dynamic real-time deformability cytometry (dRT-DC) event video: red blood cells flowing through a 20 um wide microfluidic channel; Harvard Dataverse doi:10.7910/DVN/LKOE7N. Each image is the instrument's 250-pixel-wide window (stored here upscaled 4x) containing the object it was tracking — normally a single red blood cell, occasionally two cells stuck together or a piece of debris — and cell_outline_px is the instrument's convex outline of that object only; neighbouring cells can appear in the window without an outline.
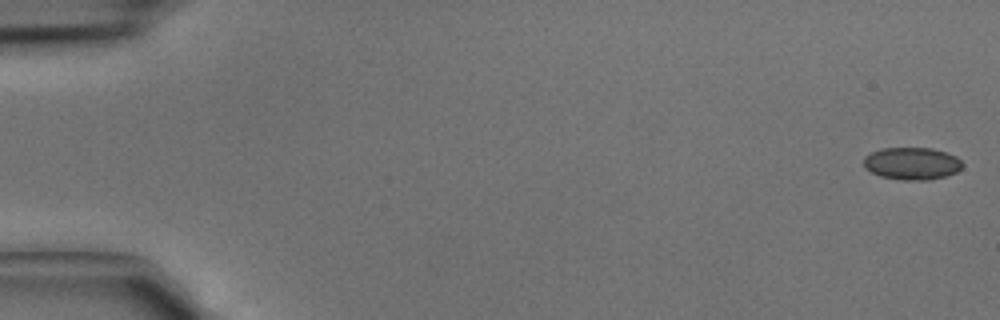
{"species": "common noctule bat (a hibernating species)", "species_latin": "Nyctalus noctula", "temperature_condition": "cold", "stored_images_in_passage": 14, "camera_frame_rate_fps": 3000, "um_per_image_px": 0.085, "animal": {"sex": "male", "body_mass_g": 15.6}, "frame": {"image": 1, "passage_image": 1, "time_ms": 0.0, "image_size_px": [1000, 320], "cell_outline_px": [[964, 164], [956, 172], [944, 176], [928, 180], [904, 180], [880, 176], [864, 168], [864, 156], [880, 148], [932, 148], [948, 152], [956, 156]], "centroid_in_image_um": [77.51, 13.89], "position_along_channel_um": 7.5, "area_um2": 18.67}}